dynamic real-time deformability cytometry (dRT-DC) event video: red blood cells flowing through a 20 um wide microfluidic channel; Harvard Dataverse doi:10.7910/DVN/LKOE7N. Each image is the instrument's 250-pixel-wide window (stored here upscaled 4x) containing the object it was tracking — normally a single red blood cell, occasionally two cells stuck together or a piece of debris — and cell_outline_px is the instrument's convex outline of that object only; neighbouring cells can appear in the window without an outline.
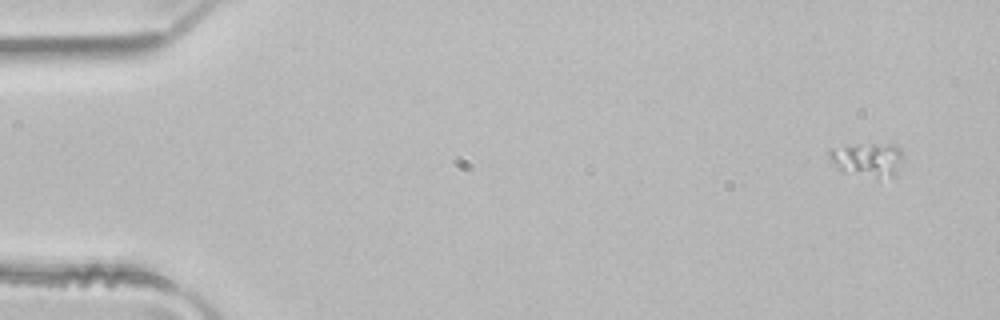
{"species": "common noctule bat (a hibernating species)", "species_latin": "Nyctalus noctula", "temperature_condition": "room temperature", "stored_images_in_passage": 5, "camera_frame_rate_fps": 3000, "um_per_image_px": 0.085, "animal": {"sex": "male", "body_mass_g": 21.5, "forearm_length_mm": 52.0}, "frame": {"image": 1, "passage_image": 1, "time_ms": 0.0, "image_size_px": [1000, 320], "cell_outline_px": [[904, 156], [896, 172], [892, 176], [876, 180], [840, 172], [828, 156], [828, 152], [832, 148], [848, 144], [896, 144], [904, 152]], "centroid_in_image_um": [73.74, 13.58], "position_along_channel_um": 11.3, "area_um2": 15.37}}
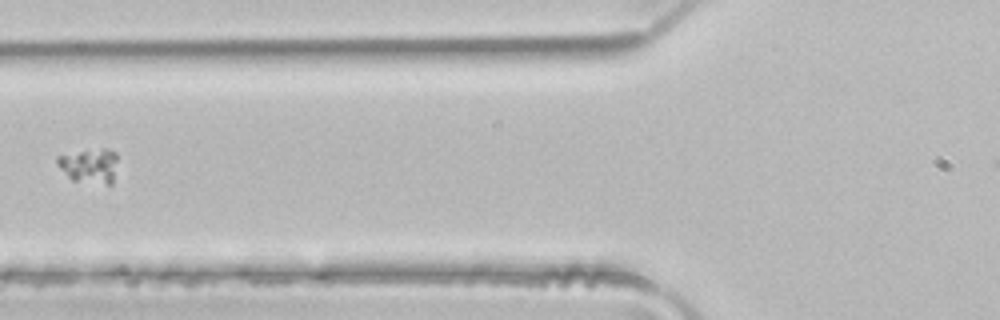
{"frame": {"image": 2, "passage_image": 5, "time_ms": 1.333, "image_size_px": [1000, 320], "cell_outline_px": [[116, 160], [112, 184], [108, 184], [72, 180], [56, 164], [56, 156], [100, 148], [108, 148], [116, 152]], "centroid_in_image_um": [7.6, 14.07], "position_along_channel_um": 118.2, "area_um2": 11.96}}